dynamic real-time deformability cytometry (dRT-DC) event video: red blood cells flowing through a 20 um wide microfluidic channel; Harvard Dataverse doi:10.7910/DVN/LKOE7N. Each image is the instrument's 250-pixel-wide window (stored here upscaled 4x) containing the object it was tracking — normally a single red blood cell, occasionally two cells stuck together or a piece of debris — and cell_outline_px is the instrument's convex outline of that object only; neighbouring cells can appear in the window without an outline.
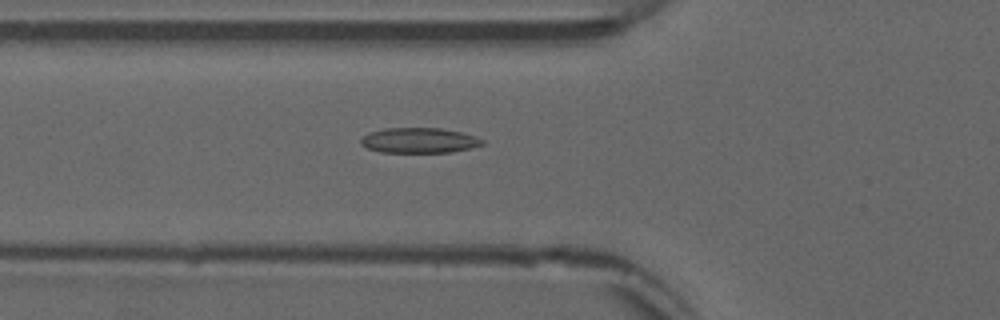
{"species": "common noctule bat (a hibernating species)", "species_latin": "Nyctalus noctula", "temperature_condition": "warm", "stored_images_in_passage": 53, "camera_frame_rate_fps": 3000, "um_per_image_px": 0.085, "animal": {"sex": "male", "forearm_length_mm": 52.5}, "frame": {"image": 1, "passage_image": 19, "time_ms": 6.0, "image_size_px": [1000, 320], "cell_outline_px": [[484, 144], [468, 148], [448, 152], [380, 152], [368, 148], [360, 144], [360, 136], [368, 132], [384, 128], [440, 128], [464, 132], [484, 140]], "centroid_in_image_um": [35.57, 11.92], "position_along_channel_um": 90.2, "area_um2": 17.92}}
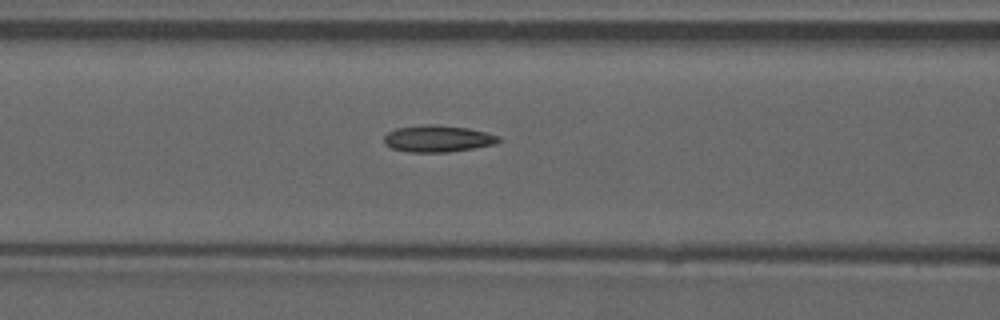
{"frame": {"image": 2, "passage_image": 22, "time_ms": 7.0, "image_size_px": [1000, 320], "cell_outline_px": [[500, 140], [496, 144], [448, 152], [408, 152], [392, 148], [384, 144], [384, 136], [388, 132], [396, 128], [420, 124], [436, 124], [468, 128], [500, 136]], "centroid_in_image_um": [37.18, 11.77], "position_along_channel_um": 129.4, "area_um2": 17.92}}
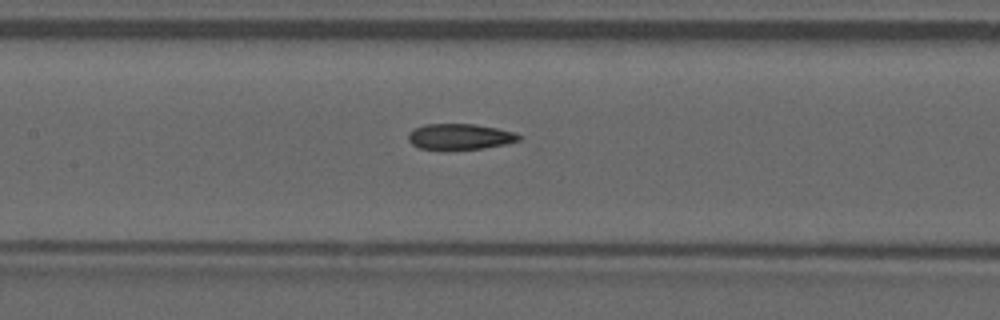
{"frame": {"image": 3, "passage_image": 25, "time_ms": 8.0, "image_size_px": [1000, 320], "cell_outline_px": [[520, 140], [504, 144], [480, 148], [420, 148], [412, 144], [408, 140], [408, 132], [424, 124], [476, 124], [516, 132], [520, 136]], "centroid_in_image_um": [39.09, 11.58], "position_along_channel_um": 168.3, "area_um2": 16.18}, "authors_computed_cell_mechanics": {"area_um2": 17.1666, "velocity_mm_per_s": 3.8728, "shape_relaxation_time_tau1_ms": null, "shape_relaxation_time_tau2_ms": 2.9437, "deformation_change_tau1": null, "deformation_change_tau2": 0.1055}}